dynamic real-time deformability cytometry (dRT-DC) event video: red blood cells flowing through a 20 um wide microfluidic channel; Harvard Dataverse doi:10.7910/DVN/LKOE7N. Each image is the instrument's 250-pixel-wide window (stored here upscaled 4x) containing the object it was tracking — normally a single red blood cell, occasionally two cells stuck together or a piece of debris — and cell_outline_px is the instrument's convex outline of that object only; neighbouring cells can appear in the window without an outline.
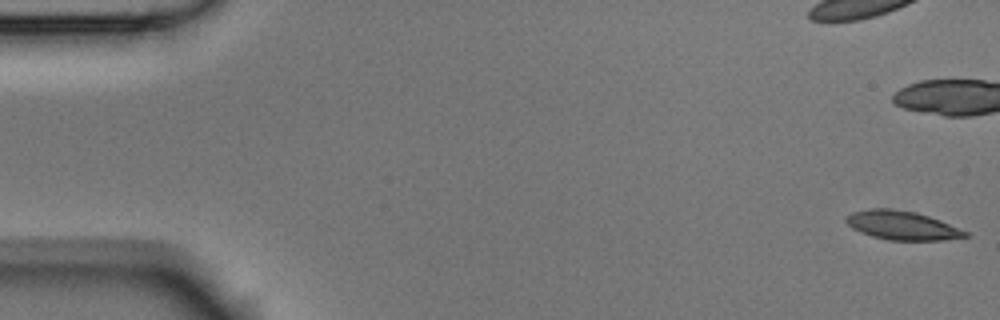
{"species": "Egyptian fruit bat (a non-hibernating species)", "species_latin": "Rousettus aegyptiacus", "temperature_condition": "room temperature", "stored_images_in_passage": 7, "camera_frame_rate_fps": 3000, "um_per_image_px": 0.085, "animal": {"sex": "male"}, "frame": {"image": 1, "passage_image": 1, "time_ms": 0.0, "image_size_px": [1000, 320], "cell_outline_px": [[968, 236], [944, 240], [892, 240], [872, 236], [860, 232], [852, 228], [844, 220], [844, 216], [852, 212], [872, 208], [888, 208], [916, 212], [940, 220], [968, 232]], "centroid_in_image_um": [76.64, 19.15], "position_along_channel_um": 8.4, "area_um2": 19.94}}
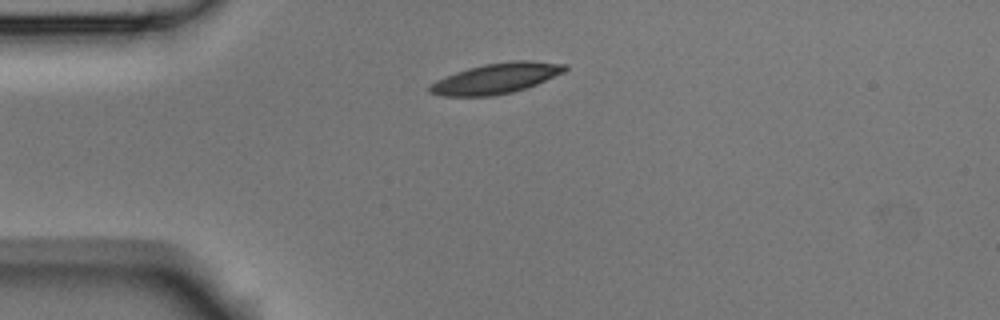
{"frame": {"image": 2, "passage_image": 7, "time_ms": 2.0, "image_size_px": [1000, 320], "cell_outline_px": [[568, 68], [564, 72], [536, 84], [512, 92], [492, 96], [440, 96], [428, 92], [428, 88], [436, 80], [444, 76], [468, 68], [484, 64], [512, 60], [532, 60], [568, 64]], "centroid_in_image_um": [42.17, 6.65], "position_along_channel_um": 42.8, "area_um2": 24.04}}